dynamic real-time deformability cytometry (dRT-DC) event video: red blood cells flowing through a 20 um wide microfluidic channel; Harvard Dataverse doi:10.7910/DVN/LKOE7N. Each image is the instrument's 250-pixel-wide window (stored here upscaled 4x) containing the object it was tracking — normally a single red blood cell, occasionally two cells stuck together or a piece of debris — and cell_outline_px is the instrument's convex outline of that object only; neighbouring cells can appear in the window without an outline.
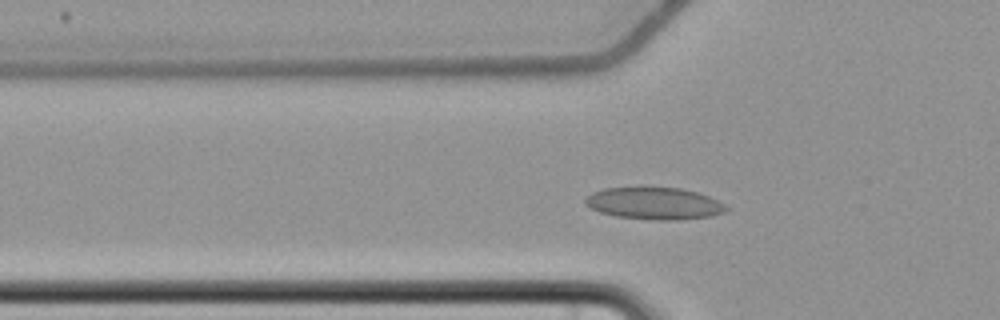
{"species": "common noctule bat (a hibernating species)", "species_latin": "Nyctalus noctula", "temperature_condition": "cold", "stored_images_in_passage": 51, "camera_frame_rate_fps": 3000, "um_per_image_px": 0.085, "animal": {"sex": "female", "body_mass_g": 22.7, "forearm_length_mm": 54.2}, "frame": {"image": 1, "passage_image": 14, "time_ms": 4.333, "image_size_px": [1000, 320], "cell_outline_px": [[728, 208], [724, 212], [712, 216], [680, 220], [656, 220], [616, 216], [600, 212], [584, 204], [584, 200], [592, 192], [604, 188], [680, 188], [696, 192], [708, 196], [724, 204]], "centroid_in_image_um": [55.61, 17.3], "position_along_channel_um": 70.2, "area_um2": 26.07}}
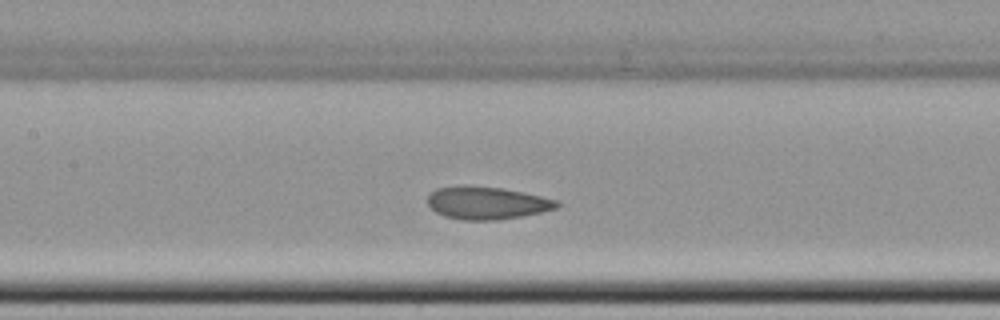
{"frame": {"image": 2, "passage_image": 22, "time_ms": 7.0, "image_size_px": [1000, 320], "cell_outline_px": [[560, 204], [556, 208], [540, 212], [500, 220], [464, 220], [444, 216], [436, 212], [428, 204], [428, 196], [436, 188], [500, 188], [524, 192], [556, 200]], "centroid_in_image_um": [41.41, 17.29], "position_along_channel_um": 166.0, "area_um2": 23.64}}
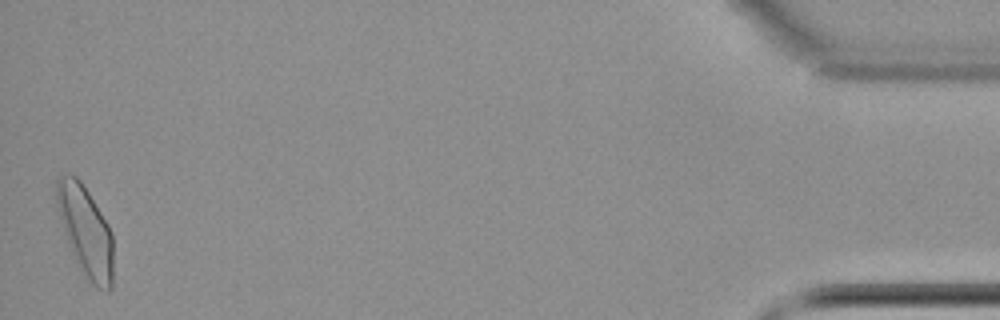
{"frame": {"image": 3, "passage_image": 51, "time_ms": 16.667, "image_size_px": [1000, 320], "cell_outline_px": [[112, 288], [108, 292], [96, 288], [84, 276], [68, 244], [60, 220], [56, 204], [56, 180], [60, 176], [76, 176], [80, 180], [88, 192], [108, 224], [112, 232]], "centroid_in_image_um": [7.27, 19.68], "position_along_channel_um": 427.9, "area_um2": 29.54}, "authors_computed_cell_mechanics": {"area_um2": 25.3164, "velocity_mm_per_s": 3.6504, "shape_relaxation_time_tau1_ms": null, "shape_relaxation_time_tau2_ms": 1.4628, "deformation_change_tau1": null, "deformation_change_tau2": 0.0407}}